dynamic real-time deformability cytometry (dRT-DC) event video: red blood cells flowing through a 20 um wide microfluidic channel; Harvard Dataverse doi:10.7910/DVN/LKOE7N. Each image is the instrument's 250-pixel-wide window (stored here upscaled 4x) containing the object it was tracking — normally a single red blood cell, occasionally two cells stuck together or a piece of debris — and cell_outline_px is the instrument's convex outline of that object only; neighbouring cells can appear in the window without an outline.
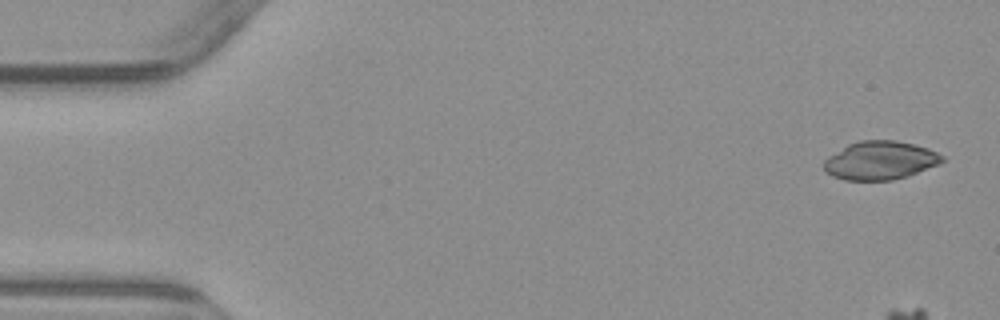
{"species": "common noctule bat (a hibernating species)", "species_latin": "Nyctalus noctula", "temperature_condition": "warm", "stored_images_in_passage": 6, "camera_frame_rate_fps": 3000, "um_per_image_px": 0.085, "animal": {"sex": "male", "body_mass_g": 23.1, "forearm_length_mm": 52.7}, "frame": {"image": 1, "passage_image": 1, "time_ms": 0.0, "image_size_px": [1000, 320], "cell_outline_px": [[944, 160], [936, 164], [908, 176], [892, 180], [844, 180], [832, 176], [824, 172], [824, 160], [828, 156], [848, 144], [860, 140], [896, 140], [928, 148], [944, 156]], "centroid_in_image_um": [74.77, 13.64], "position_along_channel_um": 10.2, "area_um2": 26.41}}